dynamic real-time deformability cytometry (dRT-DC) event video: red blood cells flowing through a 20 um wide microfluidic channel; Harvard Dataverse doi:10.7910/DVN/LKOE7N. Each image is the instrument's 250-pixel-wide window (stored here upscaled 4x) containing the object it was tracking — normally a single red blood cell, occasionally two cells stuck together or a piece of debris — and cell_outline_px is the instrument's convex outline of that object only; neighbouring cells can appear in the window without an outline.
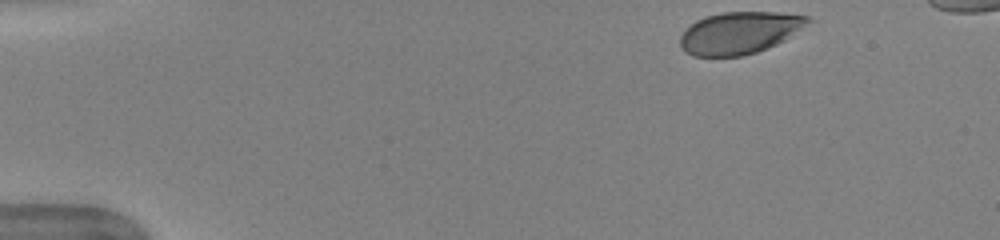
{"species": "human", "species_latin": "Homo sapiens", "temperature_condition": "warm", "stored_images_in_passage": 45, "camera_frame_rate_fps": 3000, "um_per_image_px": 0.085, "donor": {"sex": "female"}, "frame": {"image": 1, "passage_image": 1, "time_ms": 0.0, "image_size_px": [1000, 240], "cell_outline_px": [[816, 20], [784, 40], [776, 44], [756, 52], [740, 56], [692, 56], [680, 44], [680, 36], [696, 20], [704, 16], [724, 12], [776, 12], [808, 16]], "centroid_in_image_um": [62.91, 2.77], "position_along_channel_um": 22.1, "area_um2": 31.21}}
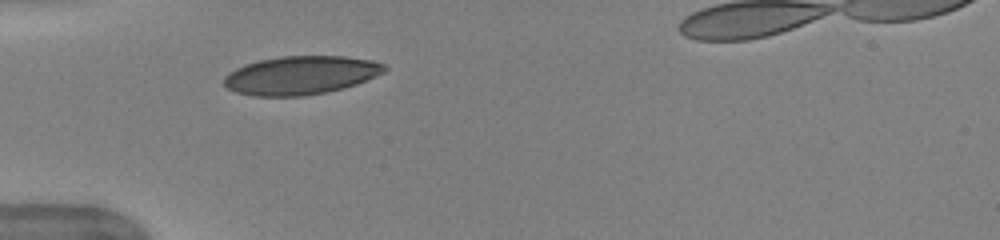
{"frame": {"image": 2, "passage_image": 11, "time_ms": 3.333, "image_size_px": [1000, 240], "cell_outline_px": [[388, 68], [384, 72], [376, 76], [356, 84], [344, 88], [324, 92], [300, 96], [252, 96], [236, 92], [228, 88], [224, 84], [224, 76], [228, 72], [244, 64], [260, 60], [280, 56], [344, 56], [372, 60], [384, 64]], "centroid_in_image_um": [25.55, 6.39], "position_along_channel_um": 59.4, "area_um2": 36.01}}
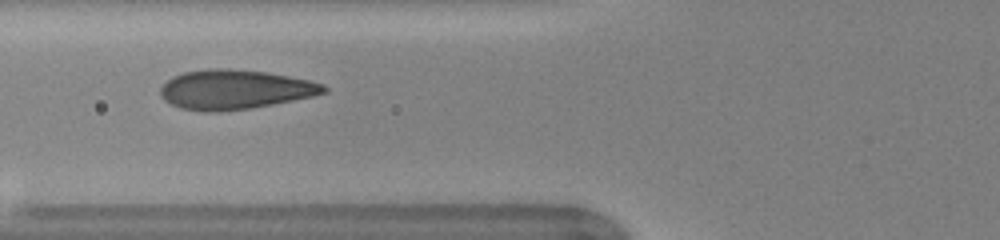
{"frame": {"image": 3, "passage_image": 15, "time_ms": 4.667, "image_size_px": [1000, 240], "cell_outline_px": [[328, 92], [312, 96], [272, 104], [248, 108], [220, 112], [204, 112], [180, 108], [164, 100], [160, 96], [160, 88], [172, 76], [184, 72], [208, 68], [228, 68], [268, 72], [308, 80], [324, 84], [328, 88]], "centroid_in_image_um": [19.94, 7.6], "position_along_channel_um": 105.9, "area_um2": 37.63}}